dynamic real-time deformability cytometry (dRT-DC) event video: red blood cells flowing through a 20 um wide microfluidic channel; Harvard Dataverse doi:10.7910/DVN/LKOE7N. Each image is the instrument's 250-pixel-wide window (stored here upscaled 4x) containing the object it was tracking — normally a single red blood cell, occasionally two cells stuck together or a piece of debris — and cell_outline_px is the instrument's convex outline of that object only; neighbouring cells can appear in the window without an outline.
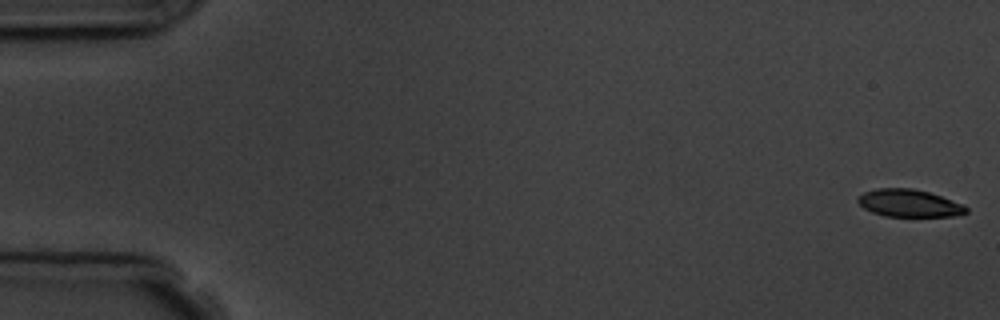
{"species": "common noctule bat (a hibernating species)", "species_latin": "Nyctalus noctula", "temperature_condition": "room temperature", "stored_images_in_passage": 5, "camera_frame_rate_fps": 3000, "um_per_image_px": 0.085, "animal": {"sex": "male", "body_mass_g": 19.5, "forearm_length_mm": 54.6}, "frame": {"image": 1, "passage_image": 1, "time_ms": 0.0, "image_size_px": [1000, 320], "cell_outline_px": [[968, 212], [956, 216], [884, 216], [872, 212], [864, 208], [856, 200], [864, 192], [876, 188], [912, 188], [928, 192], [964, 204], [968, 208]], "centroid_in_image_um": [77.29, 17.27], "position_along_channel_um": 7.7, "area_um2": 17.28}}
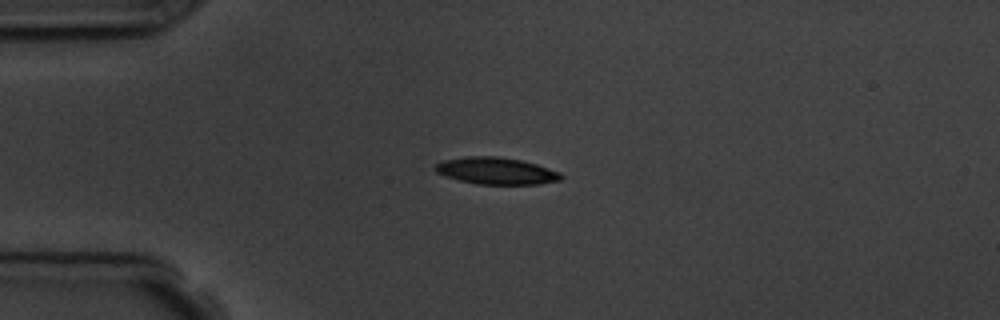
{"frame": {"image": 2, "passage_image": 5, "time_ms": 4.333, "image_size_px": [1000, 320], "cell_outline_px": [[564, 176], [560, 180], [540, 184], [476, 184], [460, 180], [436, 172], [436, 164], [444, 160], [468, 156], [496, 156], [520, 160], [536, 164], [560, 172]], "centroid_in_image_um": [42.22, 14.52], "position_along_channel_um": 42.8, "area_um2": 19.48}}